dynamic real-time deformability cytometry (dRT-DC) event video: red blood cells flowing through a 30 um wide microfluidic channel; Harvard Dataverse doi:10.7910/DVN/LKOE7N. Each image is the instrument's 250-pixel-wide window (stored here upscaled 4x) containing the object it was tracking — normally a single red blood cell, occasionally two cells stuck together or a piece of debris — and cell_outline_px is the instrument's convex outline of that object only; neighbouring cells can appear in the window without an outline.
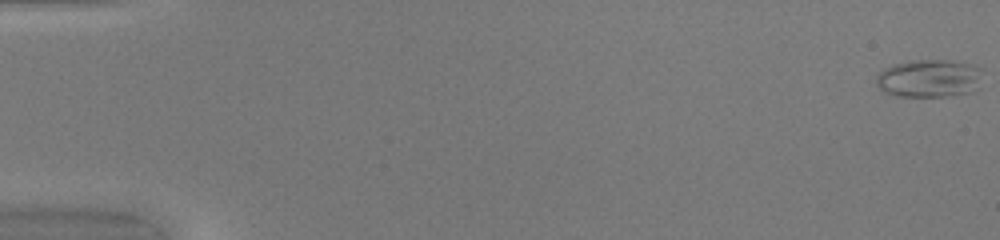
{"species": "common noctule bat (a hibernating species)", "species_latin": "Nyctalus noctula", "temperature_condition": "warm", "stored_images_in_passage": 50, "camera_frame_rate_fps": 3000, "um_per_image_px": 0.085, "animal": {"sex": "female", "body_mass_g": 20.0, "forearm_length_mm": 54.0}, "frame": {"image": 1, "passage_image": 1, "time_ms": 0.0, "image_size_px": [1000, 240], "cell_outline_px": [[984, 68], [980, 88], [972, 92], [944, 96], [896, 96], [884, 92], [876, 84], [876, 76], [884, 68], [892, 64], [908, 60], [948, 60], [972, 64]], "centroid_in_image_um": [79.03, 6.65], "position_along_channel_um": 6.0, "area_um2": 24.04}}
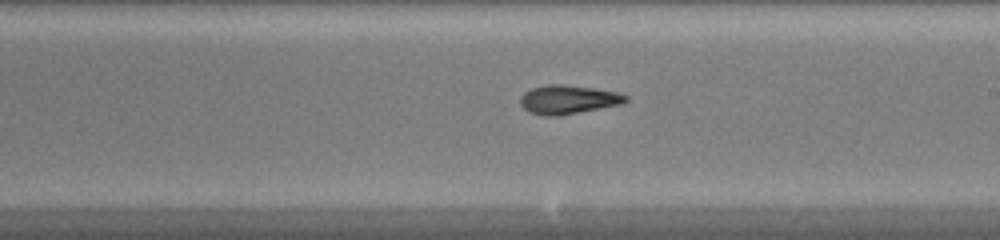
{"frame": {"image": 2, "passage_image": 30, "time_ms": 9.667, "image_size_px": [1000, 240], "cell_outline_px": [[628, 100], [620, 104], [556, 116], [544, 116], [528, 112], [520, 104], [520, 96], [524, 92], [532, 88], [548, 84], [560, 84], [592, 88], [616, 92], [628, 96]], "centroid_in_image_um": [48.23, 8.46], "position_along_channel_um": 240.8, "area_um2": 17.46}}
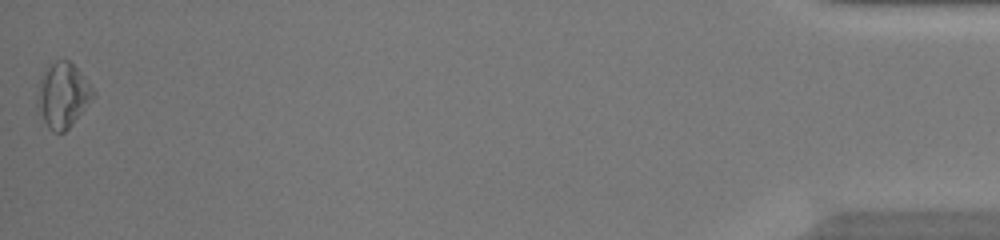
{"frame": {"image": 3, "passage_image": 50, "time_ms": 16.333, "image_size_px": [1000, 240], "cell_outline_px": [[96, 96], [72, 124], [64, 132], [52, 132], [48, 128], [36, 112], [36, 100], [40, 80], [44, 72], [56, 60], [68, 60], [84, 76], [96, 92]], "centroid_in_image_um": [5.33, 8.14], "position_along_channel_um": 429.9, "area_um2": 21.21}, "authors_computed_cell_mechanics": {"area_um2": 18.2359, "velocity_mm_per_s": 4.2164, "shape_relaxation_time_tau1_ms": 8.2757, "shape_relaxation_time_tau2_ms": 6.3205, "deformation_change_tau1": 0.1908, "deformation_change_tau2": 0.1777}}